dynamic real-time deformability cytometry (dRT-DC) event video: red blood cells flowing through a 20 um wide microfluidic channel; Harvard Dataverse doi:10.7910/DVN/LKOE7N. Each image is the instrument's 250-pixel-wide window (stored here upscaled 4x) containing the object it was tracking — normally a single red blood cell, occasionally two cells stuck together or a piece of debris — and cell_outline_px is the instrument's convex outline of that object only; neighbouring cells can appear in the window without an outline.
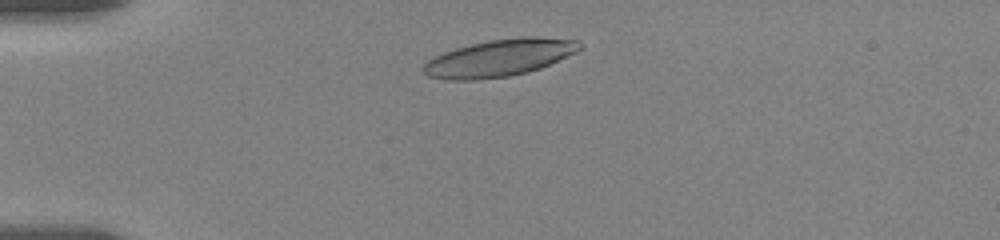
{"species": "human", "species_latin": "Homo sapiens", "temperature_condition": "room temperature", "stored_images_in_passage": 44, "camera_frame_rate_fps": 3000, "um_per_image_px": 0.085, "donor": {"sex": "female"}, "frame": {"image": 1, "passage_image": 3, "time_ms": 0.667, "image_size_px": [1000, 240], "cell_outline_px": [[584, 48], [576, 52], [540, 68], [528, 72], [508, 76], [476, 80], [448, 80], [428, 76], [420, 68], [432, 56], [456, 48], [488, 40], [520, 36], [540, 36], [580, 40], [584, 44]], "centroid_in_image_um": [42.48, 4.9], "position_along_channel_um": 42.5, "area_um2": 34.16}}
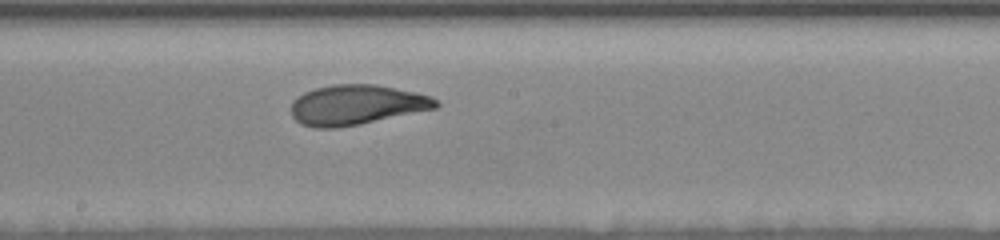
{"frame": {"image": 2, "passage_image": 25, "time_ms": 6.667, "image_size_px": [1000, 240], "cell_outline_px": [[440, 104], [436, 108], [360, 124], [336, 128], [316, 128], [300, 124], [292, 116], [292, 100], [296, 96], [304, 92], [316, 88], [332, 84], [376, 84], [416, 92], [432, 96]], "centroid_in_image_um": [30.28, 8.91], "position_along_channel_um": 217.9, "area_um2": 33.81}}
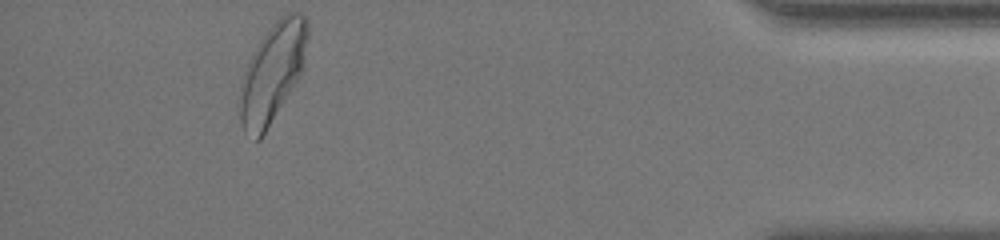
{"frame": {"image": 3, "passage_image": 44, "time_ms": 13.667, "image_size_px": [1000, 240], "cell_outline_px": [[308, 36], [300, 76], [260, 140], [256, 140], [244, 132], [240, 124], [240, 100], [244, 72], [248, 60], [256, 44], [268, 28], [280, 16], [288, 12], [300, 12], [308, 20]], "centroid_in_image_um": [23.16, 6.14], "position_along_channel_um": 412.0, "area_um2": 38.78}, "authors_computed_cell_mechanics": {"area_um2": 33.5818, "velocity_mm_per_s": 3.4718, "shape_relaxation_time_tau1_ms": 4.9473, "shape_relaxation_time_tau2_ms": 1.677, "deformation_change_tau1": 0.202, "deformation_change_tau2": 0.0807}}